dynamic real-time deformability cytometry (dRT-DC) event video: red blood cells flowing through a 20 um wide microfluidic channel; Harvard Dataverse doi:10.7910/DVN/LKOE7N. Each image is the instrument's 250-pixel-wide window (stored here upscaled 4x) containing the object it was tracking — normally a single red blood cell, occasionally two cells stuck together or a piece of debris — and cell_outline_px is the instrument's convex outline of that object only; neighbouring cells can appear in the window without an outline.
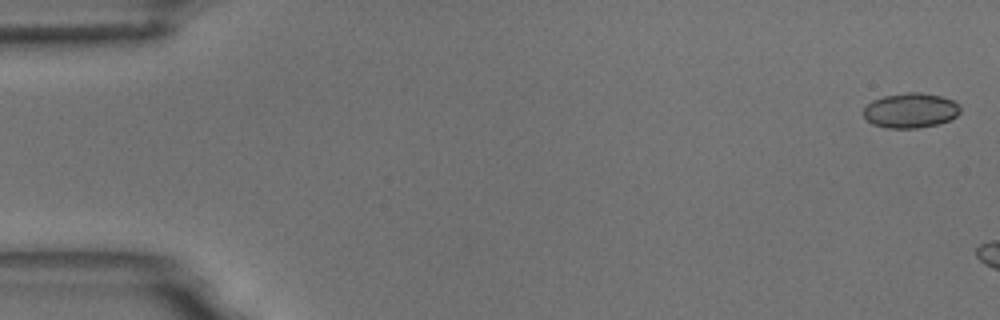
{"species": "common noctule bat (a hibernating species)", "species_latin": "Nyctalus noctula", "temperature_condition": "room temperature", "stored_images_in_passage": 3, "camera_frame_rate_fps": 3000, "um_per_image_px": 0.085, "animal": {"sex": "male", "body_mass_g": 18.8}, "frame": {"image": 1, "passage_image": 1, "time_ms": 0.0, "image_size_px": [1000, 320], "cell_outline_px": [[960, 112], [956, 116], [948, 120], [936, 124], [916, 128], [888, 128], [872, 124], [864, 116], [864, 108], [872, 100], [884, 96], [908, 92], [920, 92], [940, 96], [952, 100], [960, 104]], "centroid_in_image_um": [77.4, 9.38], "position_along_channel_um": 7.6, "area_um2": 19.54}}